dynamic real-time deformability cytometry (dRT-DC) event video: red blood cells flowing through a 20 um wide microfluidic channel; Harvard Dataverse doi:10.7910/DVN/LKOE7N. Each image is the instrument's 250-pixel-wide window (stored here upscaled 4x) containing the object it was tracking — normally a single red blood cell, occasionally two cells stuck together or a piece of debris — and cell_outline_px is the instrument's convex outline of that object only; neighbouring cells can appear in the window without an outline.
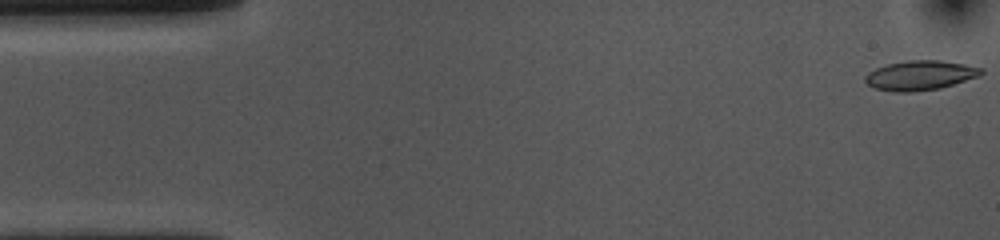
{"species": "common noctule bat (a hibernating species)", "species_latin": "Nyctalus noctula", "temperature_condition": "cold", "stored_images_in_passage": 54, "camera_frame_rate_fps": 3000, "um_per_image_px": 0.085, "animal": {"sex": "female", "body_mass_g": 10.0, "forearm_length_mm": 53.1}, "frame": {"image": 1, "passage_image": 1, "time_ms": 0.0, "image_size_px": [1000, 240], "cell_outline_px": [[984, 72], [980, 76], [940, 88], [912, 92], [892, 92], [876, 88], [868, 84], [864, 80], [864, 76], [868, 72], [876, 68], [888, 64], [908, 60], [940, 60], [964, 64], [984, 68]], "centroid_in_image_um": [78.22, 6.4], "position_along_channel_um": 6.8, "area_um2": 20.06}}
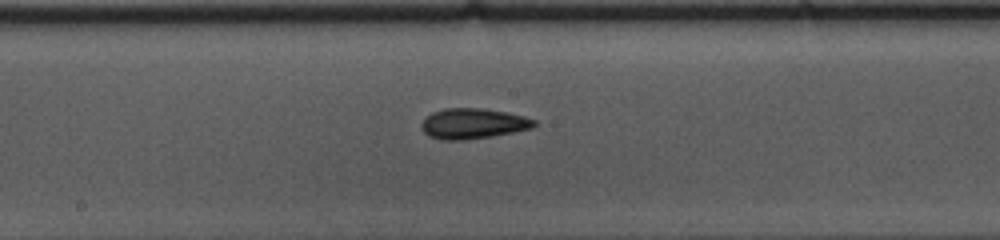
{"frame": {"image": 2, "passage_image": 27, "time_ms": 8.667, "image_size_px": [1000, 240], "cell_outline_px": [[536, 124], [532, 128], [492, 136], [464, 140], [440, 140], [428, 136], [420, 128], [420, 124], [432, 112], [444, 108], [484, 108], [508, 112], [524, 116], [536, 120]], "centroid_in_image_um": [40.19, 10.5], "position_along_channel_um": 208.0, "area_um2": 20.11}}
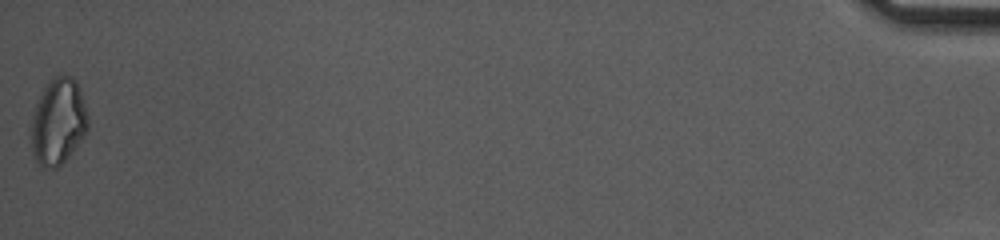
{"frame": {"image": 3, "passage_image": 54, "time_ms": 17.667, "image_size_px": [1000, 240], "cell_outline_px": [[88, 128], [84, 136], [72, 152], [56, 168], [44, 168], [36, 160], [32, 152], [32, 120], [36, 104], [48, 80], [52, 76], [72, 76], [76, 80], [80, 88], [88, 116]], "centroid_in_image_um": [4.96, 10.31], "position_along_channel_um": 430.2, "area_um2": 28.32}, "authors_computed_cell_mechanics": {"area_um2": 19.5942, "velocity_mm_per_s": 3.6285, "shape_relaxation_time_tau1_ms": 5.5823, "shape_relaxation_time_tau2_ms": 5.9752, "deformation_change_tau1": 0.1454, "deformation_change_tau2": 0.1384}}